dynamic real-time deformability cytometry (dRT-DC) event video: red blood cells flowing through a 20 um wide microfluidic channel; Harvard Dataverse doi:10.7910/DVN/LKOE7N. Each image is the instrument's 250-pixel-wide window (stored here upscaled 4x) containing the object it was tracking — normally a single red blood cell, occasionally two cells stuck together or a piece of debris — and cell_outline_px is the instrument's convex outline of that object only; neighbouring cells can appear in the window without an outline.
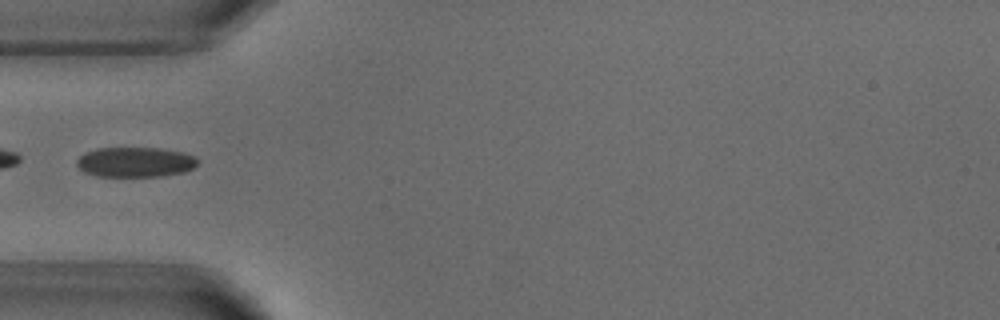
{"species": "common noctule bat (a hibernating species)", "species_latin": "Nyctalus noctula", "temperature_condition": "warm", "stored_images_in_passage": 5, "camera_frame_rate_fps": 3000, "um_per_image_px": 0.085, "animal": {"sex": "male", "body_mass_g": 18.8}, "frame": {"image": 1, "passage_image": 5, "time_ms": 4.667, "image_size_px": [1000, 320], "cell_outline_px": [[200, 160], [192, 168], [184, 172], [160, 176], [96, 176], [84, 172], [76, 164], [76, 160], [84, 152], [96, 148], [160, 148], [184, 152], [196, 156]], "centroid_in_image_um": [11.5, 13.77], "position_along_channel_um": 73.5, "area_um2": 21.27}}